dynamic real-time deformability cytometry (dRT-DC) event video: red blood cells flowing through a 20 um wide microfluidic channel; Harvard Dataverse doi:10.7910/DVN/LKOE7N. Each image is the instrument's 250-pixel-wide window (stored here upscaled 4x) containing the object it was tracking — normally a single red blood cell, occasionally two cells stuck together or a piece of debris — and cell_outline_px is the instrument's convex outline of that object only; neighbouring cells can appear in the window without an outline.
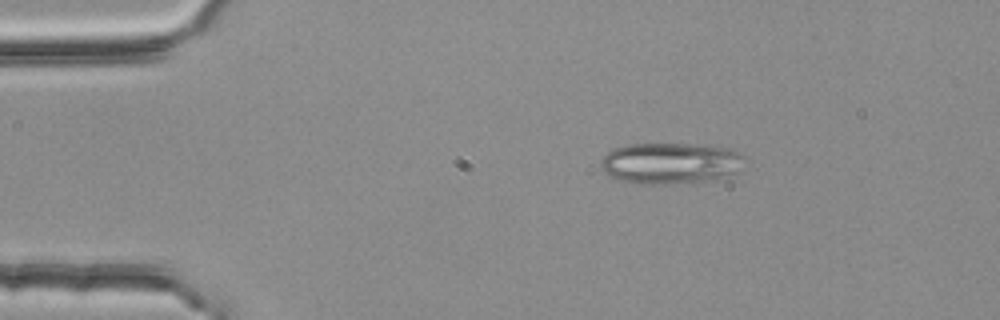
{"species": "common noctule bat (a hibernating species)", "species_latin": "Nyctalus noctula", "temperature_condition": "room temperature", "stored_images_in_passage": 53, "segment_of_instrument_passage": [1, 2], "camera_frame_rate_fps": 3000, "um_per_image_px": 0.085, "animal": {"sex": "female", "body_mass_g": 25.1}, "frame": {"image": 1, "passage_image": 9, "time_ms": 2.667, "image_size_px": [1000, 320], "cell_outline_px": [[740, 156], [732, 172], [728, 176], [704, 180], [664, 184], [632, 184], [620, 180], [612, 176], [600, 168], [600, 164], [604, 156], [608, 152], [616, 148], [632, 144], [688, 144], [728, 148], [736, 152]], "centroid_in_image_um": [56.83, 13.87], "position_along_channel_um": 28.2, "area_um2": 33.29}}